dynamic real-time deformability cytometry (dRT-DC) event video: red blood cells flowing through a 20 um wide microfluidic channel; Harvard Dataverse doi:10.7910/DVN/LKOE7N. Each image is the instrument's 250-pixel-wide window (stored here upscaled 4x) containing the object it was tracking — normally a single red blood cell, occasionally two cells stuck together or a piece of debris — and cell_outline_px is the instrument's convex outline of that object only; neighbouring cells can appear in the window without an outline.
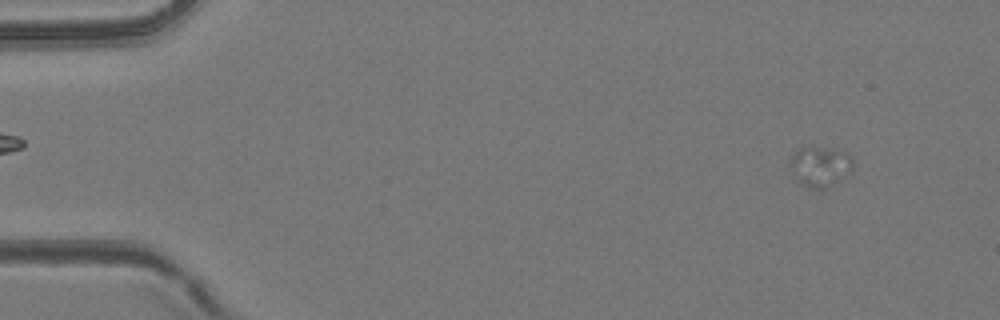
{"species": "common noctule bat (a hibernating species)", "species_latin": "Nyctalus noctula", "temperature_condition": "room temperature", "stored_images_in_passage": 6, "camera_frame_rate_fps": 3000, "um_per_image_px": 0.085, "animal": {"sex": "female", "body_mass_g": 24.6, "forearm_length_mm": 56.2}, "frame": {"image": 1, "passage_image": 2, "time_ms": 1.0, "image_size_px": [1000, 320], "cell_outline_px": [[852, 168], [840, 180], [824, 188], [808, 188], [796, 180], [788, 164], [788, 160], [800, 148], [832, 148], [848, 152], [852, 156]], "centroid_in_image_um": [69.69, 14.14], "position_along_channel_um": 15.3, "area_um2": 14.62}}
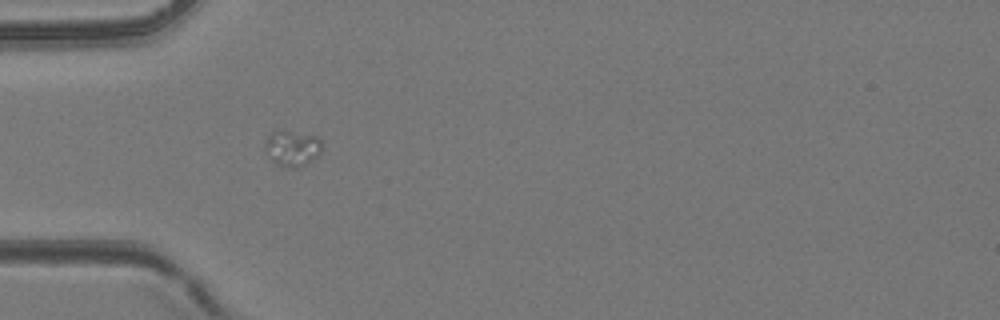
{"frame": {"image": 2, "passage_image": 5, "time_ms": 4.667, "image_size_px": [1000, 320], "cell_outline_px": [[324, 148], [312, 160], [300, 168], [288, 168], [272, 160], [264, 148], [264, 144], [268, 136], [276, 128], [280, 128], [316, 136], [320, 140]], "centroid_in_image_um": [24.84, 12.56], "position_along_channel_um": 60.2, "area_um2": 12.14}}